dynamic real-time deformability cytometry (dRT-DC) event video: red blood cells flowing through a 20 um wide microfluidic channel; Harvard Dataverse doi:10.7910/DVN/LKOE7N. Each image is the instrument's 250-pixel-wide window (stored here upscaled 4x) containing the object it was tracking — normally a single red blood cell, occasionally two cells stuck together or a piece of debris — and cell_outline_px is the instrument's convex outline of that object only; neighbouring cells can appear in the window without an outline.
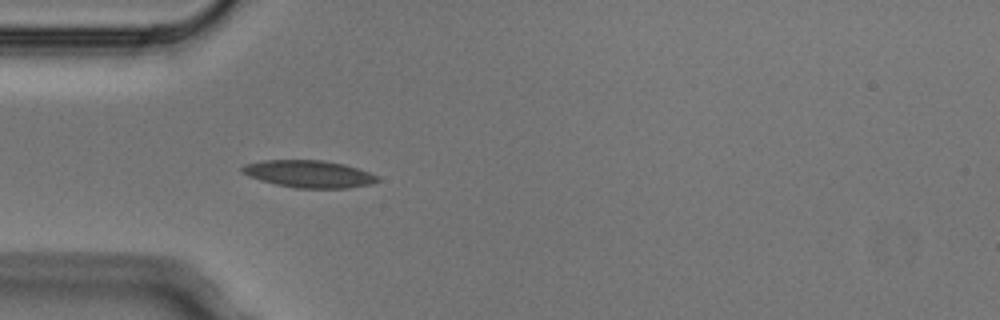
{"species": "Egyptian fruit bat (a non-hibernating species)", "species_latin": "Rousettus aegyptiacus", "temperature_condition": "cold", "stored_images_in_passage": 4, "camera_frame_rate_fps": 3000, "um_per_image_px": 0.085, "animal": {"sex": "male"}, "frame": {"image": 1, "passage_image": 4, "time_ms": 1.0, "image_size_px": [1000, 320], "cell_outline_px": [[380, 180], [372, 184], [348, 188], [296, 188], [276, 184], [260, 180], [248, 176], [240, 172], [240, 168], [244, 164], [264, 160], [324, 160], [344, 164], [380, 176]], "centroid_in_image_um": [26.25, 14.78], "position_along_channel_um": 58.7, "area_um2": 21.62}}